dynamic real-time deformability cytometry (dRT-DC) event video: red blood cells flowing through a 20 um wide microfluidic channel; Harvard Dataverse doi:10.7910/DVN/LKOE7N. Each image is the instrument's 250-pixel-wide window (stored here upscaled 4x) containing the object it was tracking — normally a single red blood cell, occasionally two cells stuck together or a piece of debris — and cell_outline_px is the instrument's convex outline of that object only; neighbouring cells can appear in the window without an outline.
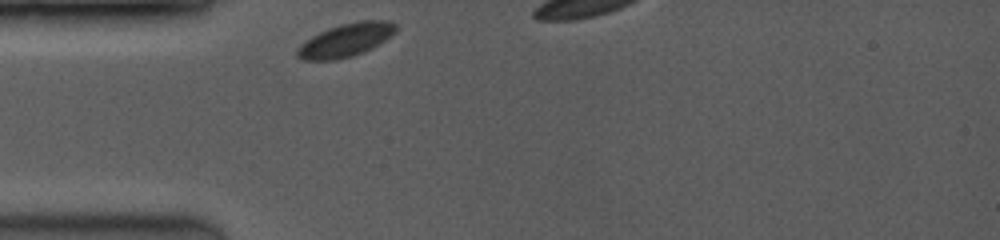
{"species": "common noctule bat (a hibernating species)", "species_latin": "Nyctalus noctula", "temperature_condition": "room temperature", "stored_images_in_passage": 28, "camera_frame_rate_fps": 3500, "um_per_image_px": 0.085, "animal": {"sex": "female", "body_mass_g": 19.0, "forearm_length_mm": 53.3}, "frame": {"image": 1, "passage_image": 1, "time_ms": 0.0, "image_size_px": [1000, 240], "cell_outline_px": [[396, 32], [372, 48], [364, 52], [352, 56], [336, 60], [304, 60], [296, 56], [296, 48], [304, 40], [328, 28], [340, 24], [356, 20], [392, 20], [396, 24]], "centroid_in_image_um": [29.38, 3.4], "position_along_channel_um": 55.6, "area_um2": 19.36}}
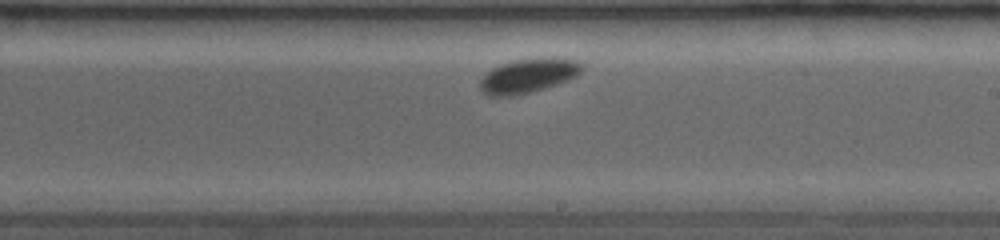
{"frame": {"image": 2, "passage_image": 19, "time_ms": 5.143, "image_size_px": [1000, 240], "cell_outline_px": [[584, 68], [576, 76], [568, 80], [544, 88], [512, 96], [488, 96], [480, 88], [480, 80], [492, 68], [512, 60], [576, 60]], "centroid_in_image_um": [44.84, 6.48], "position_along_channel_um": 244.2, "area_um2": 19.36}}
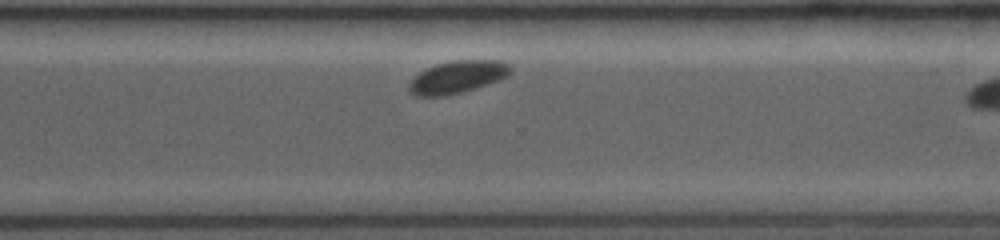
{"frame": {"image": 3, "passage_image": 27, "time_ms": 7.429, "image_size_px": [1000, 240], "cell_outline_px": [[512, 72], [488, 84], [476, 88], [444, 96], [416, 96], [408, 92], [408, 84], [420, 72], [436, 64], [452, 60], [500, 60], [508, 64], [512, 68]], "centroid_in_image_um": [38.86, 6.54], "position_along_channel_um": 331.7, "area_um2": 19.02}}